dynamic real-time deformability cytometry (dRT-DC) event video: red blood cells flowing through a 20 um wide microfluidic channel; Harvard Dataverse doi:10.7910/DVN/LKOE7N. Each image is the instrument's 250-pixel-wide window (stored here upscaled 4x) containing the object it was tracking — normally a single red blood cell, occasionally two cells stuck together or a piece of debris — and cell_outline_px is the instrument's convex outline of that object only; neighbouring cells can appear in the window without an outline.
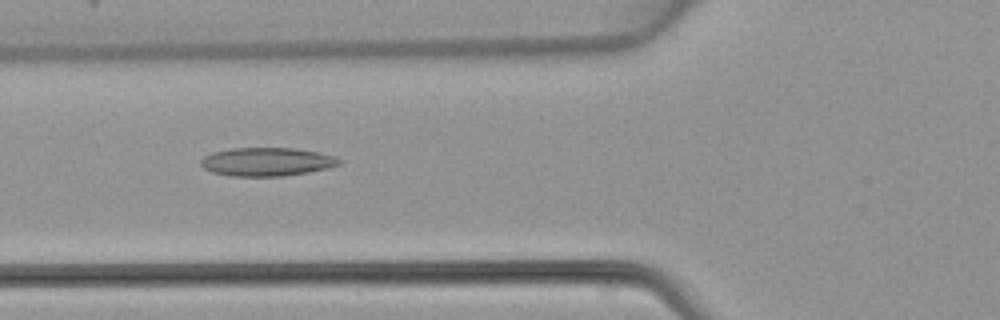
{"species": "common noctule bat (a hibernating species)", "species_latin": "Nyctalus noctula", "temperature_condition": "warm", "stored_images_in_passage": 48, "camera_frame_rate_fps": 3000, "um_per_image_px": 0.085, "animal": {"sex": "female", "body_mass_g": 22.7, "forearm_length_mm": 54.2}, "frame": {"image": 1, "passage_image": 18, "time_ms": 5.667, "image_size_px": [1000, 320], "cell_outline_px": [[344, 160], [340, 164], [328, 168], [308, 172], [284, 176], [228, 176], [212, 172], [204, 168], [200, 164], [200, 160], [204, 156], [212, 152], [232, 148], [296, 148], [320, 152], [336, 156]], "centroid_in_image_um": [22.71, 13.75], "position_along_channel_um": 103.1, "area_um2": 23.24}}
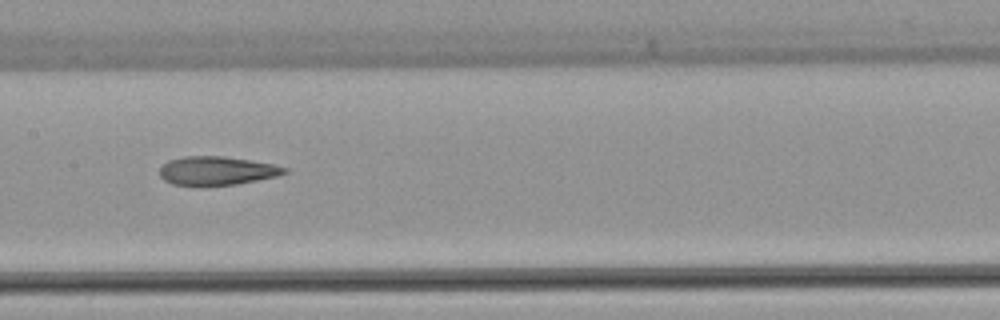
{"frame": {"image": 2, "passage_image": 24, "time_ms": 7.667, "image_size_px": [1000, 320], "cell_outline_px": [[288, 172], [276, 176], [236, 184], [200, 188], [172, 184], [164, 180], [160, 176], [160, 168], [168, 160], [184, 156], [224, 156], [272, 164], [288, 168]], "centroid_in_image_um": [18.37, 14.54], "position_along_channel_um": 189.0, "area_um2": 21.27}}
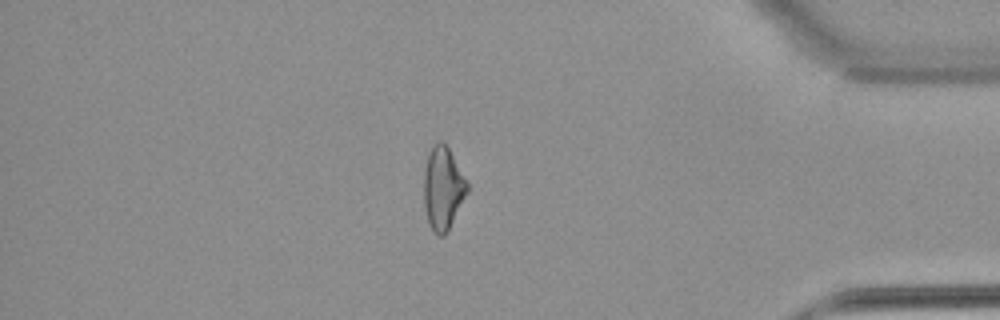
{"frame": {"image": 3, "passage_image": 41, "time_ms": 13.333, "image_size_px": [1000, 320], "cell_outline_px": [[468, 192], [448, 232], [444, 236], [436, 236], [432, 232], [428, 224], [424, 208], [424, 168], [428, 152], [432, 144], [440, 140], [448, 148], [468, 184]], "centroid_in_image_um": [37.62, 16.06], "position_along_channel_um": 397.6, "area_um2": 21.21}}